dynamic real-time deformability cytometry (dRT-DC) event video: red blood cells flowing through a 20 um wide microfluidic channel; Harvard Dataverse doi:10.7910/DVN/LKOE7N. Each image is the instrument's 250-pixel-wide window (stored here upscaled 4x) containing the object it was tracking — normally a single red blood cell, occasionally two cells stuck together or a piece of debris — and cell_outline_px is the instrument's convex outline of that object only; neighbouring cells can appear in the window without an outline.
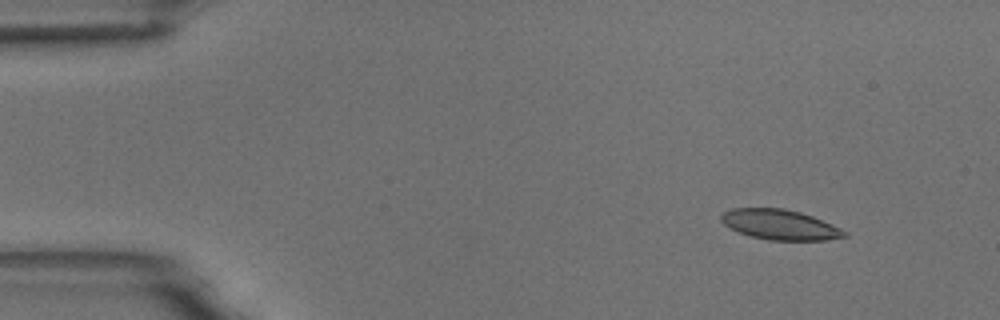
{"species": "common noctule bat (a hibernating species)", "species_latin": "Nyctalus noctula", "temperature_condition": "room temperature", "stored_images_in_passage": 5, "camera_frame_rate_fps": 3000, "um_per_image_px": 0.085, "animal": {"sex": "male", "body_mass_g": 18.8}, "frame": {"image": 1, "passage_image": 1, "time_ms": 0.0, "image_size_px": [1000, 320], "cell_outline_px": [[848, 236], [828, 240], [768, 240], [752, 236], [740, 232], [724, 224], [720, 220], [720, 216], [724, 212], [732, 208], [784, 208], [800, 212], [812, 216], [832, 224], [848, 232]], "centroid_in_image_um": [66.32, 19.09], "position_along_channel_um": 18.7, "area_um2": 21.56}}
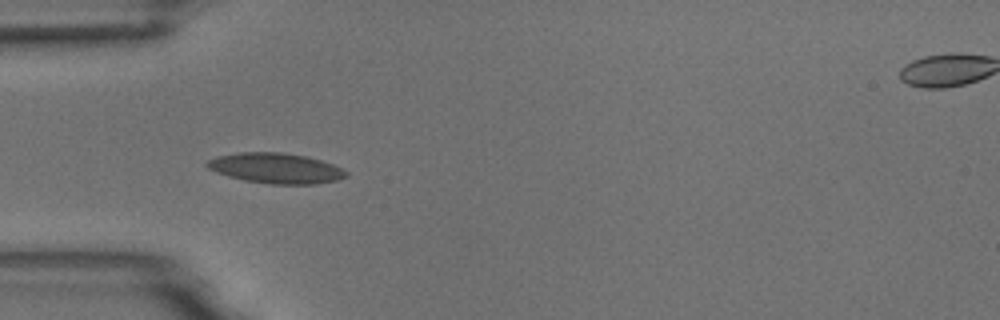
{"frame": {"image": 2, "passage_image": 4, "time_ms": 1.0, "image_size_px": [1000, 320], "cell_outline_px": [[348, 176], [336, 180], [316, 184], [272, 184], [244, 180], [228, 176], [216, 172], [208, 168], [204, 164], [208, 160], [216, 156], [240, 152], [280, 152], [304, 156], [320, 160], [332, 164], [348, 172]], "centroid_in_image_um": [23.42, 14.3], "position_along_channel_um": 61.6, "area_um2": 24.45}}